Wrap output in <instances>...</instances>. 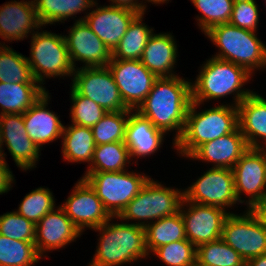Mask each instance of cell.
<instances>
[{
  "instance_id": "6da1fadb",
  "label": "cell",
  "mask_w": 266,
  "mask_h": 266,
  "mask_svg": "<svg viewBox=\"0 0 266 266\" xmlns=\"http://www.w3.org/2000/svg\"><path fill=\"white\" fill-rule=\"evenodd\" d=\"M190 103L191 82L177 74L157 78L151 91L135 111L165 134L175 130V147V142L183 133Z\"/></svg>"
},
{
  "instance_id": "7a4b0ae2",
  "label": "cell",
  "mask_w": 266,
  "mask_h": 266,
  "mask_svg": "<svg viewBox=\"0 0 266 266\" xmlns=\"http://www.w3.org/2000/svg\"><path fill=\"white\" fill-rule=\"evenodd\" d=\"M200 103L191 101L181 137L175 142L177 152L189 158L202 144L218 139L238 127L236 106L221 104L197 112Z\"/></svg>"
},
{
  "instance_id": "3957f363",
  "label": "cell",
  "mask_w": 266,
  "mask_h": 266,
  "mask_svg": "<svg viewBox=\"0 0 266 266\" xmlns=\"http://www.w3.org/2000/svg\"><path fill=\"white\" fill-rule=\"evenodd\" d=\"M191 82V101L204 104L209 100L234 95L233 106H238L253 91L242 89L253 76L246 68L212 56Z\"/></svg>"
},
{
  "instance_id": "277c9868",
  "label": "cell",
  "mask_w": 266,
  "mask_h": 266,
  "mask_svg": "<svg viewBox=\"0 0 266 266\" xmlns=\"http://www.w3.org/2000/svg\"><path fill=\"white\" fill-rule=\"evenodd\" d=\"M116 218L111 217L105 224L93 229L100 232V237L88 266H121L149 255L145 227L128 222L112 223Z\"/></svg>"
},
{
  "instance_id": "5b68a950",
  "label": "cell",
  "mask_w": 266,
  "mask_h": 266,
  "mask_svg": "<svg viewBox=\"0 0 266 266\" xmlns=\"http://www.w3.org/2000/svg\"><path fill=\"white\" fill-rule=\"evenodd\" d=\"M204 35L219 48L213 57L243 66L251 74L266 68V45L256 32L224 23L212 27Z\"/></svg>"
},
{
  "instance_id": "8992f818",
  "label": "cell",
  "mask_w": 266,
  "mask_h": 266,
  "mask_svg": "<svg viewBox=\"0 0 266 266\" xmlns=\"http://www.w3.org/2000/svg\"><path fill=\"white\" fill-rule=\"evenodd\" d=\"M183 198V190L165 187L150 178L117 219L138 221L134 224L146 227L156 220L178 213Z\"/></svg>"
},
{
  "instance_id": "52a82bcc",
  "label": "cell",
  "mask_w": 266,
  "mask_h": 266,
  "mask_svg": "<svg viewBox=\"0 0 266 266\" xmlns=\"http://www.w3.org/2000/svg\"><path fill=\"white\" fill-rule=\"evenodd\" d=\"M31 35L30 57L26 59L35 80L43 86L46 78L72 77L75 68L71 62L64 35L46 30L39 32V29Z\"/></svg>"
},
{
  "instance_id": "ba28073f",
  "label": "cell",
  "mask_w": 266,
  "mask_h": 266,
  "mask_svg": "<svg viewBox=\"0 0 266 266\" xmlns=\"http://www.w3.org/2000/svg\"><path fill=\"white\" fill-rule=\"evenodd\" d=\"M83 178L95 191L111 217H118L150 179L134 172L84 173Z\"/></svg>"
},
{
  "instance_id": "9c48e42d",
  "label": "cell",
  "mask_w": 266,
  "mask_h": 266,
  "mask_svg": "<svg viewBox=\"0 0 266 266\" xmlns=\"http://www.w3.org/2000/svg\"><path fill=\"white\" fill-rule=\"evenodd\" d=\"M221 239L245 261L266 254V226L249 209L243 215H228Z\"/></svg>"
},
{
  "instance_id": "30bf717a",
  "label": "cell",
  "mask_w": 266,
  "mask_h": 266,
  "mask_svg": "<svg viewBox=\"0 0 266 266\" xmlns=\"http://www.w3.org/2000/svg\"><path fill=\"white\" fill-rule=\"evenodd\" d=\"M72 88L87 97L107 112L132 110L123 102L110 69L106 67L75 68Z\"/></svg>"
},
{
  "instance_id": "8fae6325",
  "label": "cell",
  "mask_w": 266,
  "mask_h": 266,
  "mask_svg": "<svg viewBox=\"0 0 266 266\" xmlns=\"http://www.w3.org/2000/svg\"><path fill=\"white\" fill-rule=\"evenodd\" d=\"M184 199L189 202L230 208L238 203L235 193L232 169L209 168L196 182L183 190Z\"/></svg>"
},
{
  "instance_id": "7c38bea8",
  "label": "cell",
  "mask_w": 266,
  "mask_h": 266,
  "mask_svg": "<svg viewBox=\"0 0 266 266\" xmlns=\"http://www.w3.org/2000/svg\"><path fill=\"white\" fill-rule=\"evenodd\" d=\"M107 67L124 104L136 110L151 91L157 77L140 60L111 59Z\"/></svg>"
},
{
  "instance_id": "4fadbf2b",
  "label": "cell",
  "mask_w": 266,
  "mask_h": 266,
  "mask_svg": "<svg viewBox=\"0 0 266 266\" xmlns=\"http://www.w3.org/2000/svg\"><path fill=\"white\" fill-rule=\"evenodd\" d=\"M179 211L184 220L186 238L195 247L220 239L225 219L230 214L220 207L201 205L184 198Z\"/></svg>"
},
{
  "instance_id": "5bb4252c",
  "label": "cell",
  "mask_w": 266,
  "mask_h": 266,
  "mask_svg": "<svg viewBox=\"0 0 266 266\" xmlns=\"http://www.w3.org/2000/svg\"><path fill=\"white\" fill-rule=\"evenodd\" d=\"M232 172L238 202H245L241 199L242 193H245L249 197L245 205L250 209L266 194L265 149L249 148L236 162Z\"/></svg>"
},
{
  "instance_id": "9a60e30c",
  "label": "cell",
  "mask_w": 266,
  "mask_h": 266,
  "mask_svg": "<svg viewBox=\"0 0 266 266\" xmlns=\"http://www.w3.org/2000/svg\"><path fill=\"white\" fill-rule=\"evenodd\" d=\"M64 204L59 205L81 233L85 228L95 229L105 224L110 214L104 208L95 191L80 178Z\"/></svg>"
},
{
  "instance_id": "2e32d148",
  "label": "cell",
  "mask_w": 266,
  "mask_h": 266,
  "mask_svg": "<svg viewBox=\"0 0 266 266\" xmlns=\"http://www.w3.org/2000/svg\"><path fill=\"white\" fill-rule=\"evenodd\" d=\"M4 144L17 167L24 171L36 167L41 150L26 133L22 114L0 115V150L5 159Z\"/></svg>"
},
{
  "instance_id": "e0dca14e",
  "label": "cell",
  "mask_w": 266,
  "mask_h": 266,
  "mask_svg": "<svg viewBox=\"0 0 266 266\" xmlns=\"http://www.w3.org/2000/svg\"><path fill=\"white\" fill-rule=\"evenodd\" d=\"M68 33L64 38L74 68L76 61L84 63L83 68L108 66L112 52L84 20H75Z\"/></svg>"
},
{
  "instance_id": "ac0fdd59",
  "label": "cell",
  "mask_w": 266,
  "mask_h": 266,
  "mask_svg": "<svg viewBox=\"0 0 266 266\" xmlns=\"http://www.w3.org/2000/svg\"><path fill=\"white\" fill-rule=\"evenodd\" d=\"M82 233L73 224L61 207L48 212L36 224L35 247L39 256L45 252L65 248L80 237Z\"/></svg>"
},
{
  "instance_id": "d6986e66",
  "label": "cell",
  "mask_w": 266,
  "mask_h": 266,
  "mask_svg": "<svg viewBox=\"0 0 266 266\" xmlns=\"http://www.w3.org/2000/svg\"><path fill=\"white\" fill-rule=\"evenodd\" d=\"M86 16L78 19L84 20L90 29L102 40L112 52L126 33L137 12L116 6H97Z\"/></svg>"
},
{
  "instance_id": "ffe728a7",
  "label": "cell",
  "mask_w": 266,
  "mask_h": 266,
  "mask_svg": "<svg viewBox=\"0 0 266 266\" xmlns=\"http://www.w3.org/2000/svg\"><path fill=\"white\" fill-rule=\"evenodd\" d=\"M42 25L37 17L35 3L31 1H11L0 6V37L4 41H18L35 33Z\"/></svg>"
},
{
  "instance_id": "44dd1931",
  "label": "cell",
  "mask_w": 266,
  "mask_h": 266,
  "mask_svg": "<svg viewBox=\"0 0 266 266\" xmlns=\"http://www.w3.org/2000/svg\"><path fill=\"white\" fill-rule=\"evenodd\" d=\"M50 102L49 92L46 91L25 113L23 120L26 133L30 139L41 149L46 143L60 139L64 125L53 111L47 109Z\"/></svg>"
},
{
  "instance_id": "7402d4cb",
  "label": "cell",
  "mask_w": 266,
  "mask_h": 266,
  "mask_svg": "<svg viewBox=\"0 0 266 266\" xmlns=\"http://www.w3.org/2000/svg\"><path fill=\"white\" fill-rule=\"evenodd\" d=\"M248 149L238 127L234 132L202 144L189 159L211 162L215 168L232 169Z\"/></svg>"
},
{
  "instance_id": "603a6c76",
  "label": "cell",
  "mask_w": 266,
  "mask_h": 266,
  "mask_svg": "<svg viewBox=\"0 0 266 266\" xmlns=\"http://www.w3.org/2000/svg\"><path fill=\"white\" fill-rule=\"evenodd\" d=\"M238 124L249 148H266V99L253 92L238 106ZM263 141H260V140ZM263 143V144H262Z\"/></svg>"
},
{
  "instance_id": "cb8c5ba5",
  "label": "cell",
  "mask_w": 266,
  "mask_h": 266,
  "mask_svg": "<svg viewBox=\"0 0 266 266\" xmlns=\"http://www.w3.org/2000/svg\"><path fill=\"white\" fill-rule=\"evenodd\" d=\"M164 136L162 130L153 126L150 120L137 111L129 113L124 143L129 149L131 160L154 154L163 144Z\"/></svg>"
},
{
  "instance_id": "d4e9b609",
  "label": "cell",
  "mask_w": 266,
  "mask_h": 266,
  "mask_svg": "<svg viewBox=\"0 0 266 266\" xmlns=\"http://www.w3.org/2000/svg\"><path fill=\"white\" fill-rule=\"evenodd\" d=\"M178 50L171 33L153 34L149 37L143 50L141 63L157 78L176 76L173 68L176 65Z\"/></svg>"
},
{
  "instance_id": "484cf974",
  "label": "cell",
  "mask_w": 266,
  "mask_h": 266,
  "mask_svg": "<svg viewBox=\"0 0 266 266\" xmlns=\"http://www.w3.org/2000/svg\"><path fill=\"white\" fill-rule=\"evenodd\" d=\"M44 87L39 83L0 82V115L25 113L46 92Z\"/></svg>"
},
{
  "instance_id": "4316f807",
  "label": "cell",
  "mask_w": 266,
  "mask_h": 266,
  "mask_svg": "<svg viewBox=\"0 0 266 266\" xmlns=\"http://www.w3.org/2000/svg\"><path fill=\"white\" fill-rule=\"evenodd\" d=\"M61 138L64 161L87 162L90 166L96 146L91 127L75 124L64 126Z\"/></svg>"
},
{
  "instance_id": "83f0119b",
  "label": "cell",
  "mask_w": 266,
  "mask_h": 266,
  "mask_svg": "<svg viewBox=\"0 0 266 266\" xmlns=\"http://www.w3.org/2000/svg\"><path fill=\"white\" fill-rule=\"evenodd\" d=\"M145 238L149 254L163 245L187 239L185 224L180 211L148 224L145 227Z\"/></svg>"
},
{
  "instance_id": "f1b7e54d",
  "label": "cell",
  "mask_w": 266,
  "mask_h": 266,
  "mask_svg": "<svg viewBox=\"0 0 266 266\" xmlns=\"http://www.w3.org/2000/svg\"><path fill=\"white\" fill-rule=\"evenodd\" d=\"M36 14L45 26L66 21L81 11L89 10L98 5L95 0H33ZM90 8V9H89Z\"/></svg>"
},
{
  "instance_id": "f546056e",
  "label": "cell",
  "mask_w": 266,
  "mask_h": 266,
  "mask_svg": "<svg viewBox=\"0 0 266 266\" xmlns=\"http://www.w3.org/2000/svg\"><path fill=\"white\" fill-rule=\"evenodd\" d=\"M145 13L138 14L128 26L119 44L112 51L111 59L140 60L153 29L142 23ZM150 28V29H149Z\"/></svg>"
},
{
  "instance_id": "4dcf8cb0",
  "label": "cell",
  "mask_w": 266,
  "mask_h": 266,
  "mask_svg": "<svg viewBox=\"0 0 266 266\" xmlns=\"http://www.w3.org/2000/svg\"><path fill=\"white\" fill-rule=\"evenodd\" d=\"M130 160V152L124 142L96 145L93 160L85 173L125 171Z\"/></svg>"
},
{
  "instance_id": "1f68e13d",
  "label": "cell",
  "mask_w": 266,
  "mask_h": 266,
  "mask_svg": "<svg viewBox=\"0 0 266 266\" xmlns=\"http://www.w3.org/2000/svg\"><path fill=\"white\" fill-rule=\"evenodd\" d=\"M0 82L38 83L24 55L0 42Z\"/></svg>"
},
{
  "instance_id": "d6a6232c",
  "label": "cell",
  "mask_w": 266,
  "mask_h": 266,
  "mask_svg": "<svg viewBox=\"0 0 266 266\" xmlns=\"http://www.w3.org/2000/svg\"><path fill=\"white\" fill-rule=\"evenodd\" d=\"M196 263L203 266H245L246 261L221 238L196 247Z\"/></svg>"
},
{
  "instance_id": "836d02e7",
  "label": "cell",
  "mask_w": 266,
  "mask_h": 266,
  "mask_svg": "<svg viewBox=\"0 0 266 266\" xmlns=\"http://www.w3.org/2000/svg\"><path fill=\"white\" fill-rule=\"evenodd\" d=\"M40 259L34 242L10 239L0 234V266H32Z\"/></svg>"
},
{
  "instance_id": "e575fe53",
  "label": "cell",
  "mask_w": 266,
  "mask_h": 266,
  "mask_svg": "<svg viewBox=\"0 0 266 266\" xmlns=\"http://www.w3.org/2000/svg\"><path fill=\"white\" fill-rule=\"evenodd\" d=\"M132 110L107 112L91 127L95 145L124 142L129 113Z\"/></svg>"
},
{
  "instance_id": "d590c367",
  "label": "cell",
  "mask_w": 266,
  "mask_h": 266,
  "mask_svg": "<svg viewBox=\"0 0 266 266\" xmlns=\"http://www.w3.org/2000/svg\"><path fill=\"white\" fill-rule=\"evenodd\" d=\"M202 15L197 16L200 30L204 34L212 27L229 23L234 0H191Z\"/></svg>"
},
{
  "instance_id": "8d00e7d4",
  "label": "cell",
  "mask_w": 266,
  "mask_h": 266,
  "mask_svg": "<svg viewBox=\"0 0 266 266\" xmlns=\"http://www.w3.org/2000/svg\"><path fill=\"white\" fill-rule=\"evenodd\" d=\"M55 205L50 189L39 187L24 196L16 212L36 225Z\"/></svg>"
},
{
  "instance_id": "74e56055",
  "label": "cell",
  "mask_w": 266,
  "mask_h": 266,
  "mask_svg": "<svg viewBox=\"0 0 266 266\" xmlns=\"http://www.w3.org/2000/svg\"><path fill=\"white\" fill-rule=\"evenodd\" d=\"M70 88V99L73 104L70 108L72 124L93 127L107 111L89 98L79 95L72 87Z\"/></svg>"
},
{
  "instance_id": "f35d334b",
  "label": "cell",
  "mask_w": 266,
  "mask_h": 266,
  "mask_svg": "<svg viewBox=\"0 0 266 266\" xmlns=\"http://www.w3.org/2000/svg\"><path fill=\"white\" fill-rule=\"evenodd\" d=\"M152 253L168 266H193L196 263V247L187 239L163 245Z\"/></svg>"
},
{
  "instance_id": "ab89813d",
  "label": "cell",
  "mask_w": 266,
  "mask_h": 266,
  "mask_svg": "<svg viewBox=\"0 0 266 266\" xmlns=\"http://www.w3.org/2000/svg\"><path fill=\"white\" fill-rule=\"evenodd\" d=\"M36 225L16 211L0 215V234L10 239L34 242Z\"/></svg>"
},
{
  "instance_id": "60d3db41",
  "label": "cell",
  "mask_w": 266,
  "mask_h": 266,
  "mask_svg": "<svg viewBox=\"0 0 266 266\" xmlns=\"http://www.w3.org/2000/svg\"><path fill=\"white\" fill-rule=\"evenodd\" d=\"M230 24L257 32L259 11L255 0H234Z\"/></svg>"
},
{
  "instance_id": "b9f144b4",
  "label": "cell",
  "mask_w": 266,
  "mask_h": 266,
  "mask_svg": "<svg viewBox=\"0 0 266 266\" xmlns=\"http://www.w3.org/2000/svg\"><path fill=\"white\" fill-rule=\"evenodd\" d=\"M14 182V175L10 171L6 160L0 157V195L10 191Z\"/></svg>"
},
{
  "instance_id": "7bdbcfd3",
  "label": "cell",
  "mask_w": 266,
  "mask_h": 266,
  "mask_svg": "<svg viewBox=\"0 0 266 266\" xmlns=\"http://www.w3.org/2000/svg\"><path fill=\"white\" fill-rule=\"evenodd\" d=\"M111 1L110 6H116L120 8H126L129 10H132L134 12H137L138 14L145 13L147 5L143 3V0H109Z\"/></svg>"
},
{
  "instance_id": "ee69618b",
  "label": "cell",
  "mask_w": 266,
  "mask_h": 266,
  "mask_svg": "<svg viewBox=\"0 0 266 266\" xmlns=\"http://www.w3.org/2000/svg\"><path fill=\"white\" fill-rule=\"evenodd\" d=\"M255 217L266 226V194L259 199L250 209Z\"/></svg>"
},
{
  "instance_id": "f6af8a7d",
  "label": "cell",
  "mask_w": 266,
  "mask_h": 266,
  "mask_svg": "<svg viewBox=\"0 0 266 266\" xmlns=\"http://www.w3.org/2000/svg\"><path fill=\"white\" fill-rule=\"evenodd\" d=\"M245 266H266V254L248 259Z\"/></svg>"
},
{
  "instance_id": "bcb514c9",
  "label": "cell",
  "mask_w": 266,
  "mask_h": 266,
  "mask_svg": "<svg viewBox=\"0 0 266 266\" xmlns=\"http://www.w3.org/2000/svg\"><path fill=\"white\" fill-rule=\"evenodd\" d=\"M144 1H147V2H150L152 4H163V3H168L169 0H144Z\"/></svg>"
},
{
  "instance_id": "7dc6e473",
  "label": "cell",
  "mask_w": 266,
  "mask_h": 266,
  "mask_svg": "<svg viewBox=\"0 0 266 266\" xmlns=\"http://www.w3.org/2000/svg\"><path fill=\"white\" fill-rule=\"evenodd\" d=\"M193 266H203V265H200V264H198V263H195Z\"/></svg>"
}]
</instances>
